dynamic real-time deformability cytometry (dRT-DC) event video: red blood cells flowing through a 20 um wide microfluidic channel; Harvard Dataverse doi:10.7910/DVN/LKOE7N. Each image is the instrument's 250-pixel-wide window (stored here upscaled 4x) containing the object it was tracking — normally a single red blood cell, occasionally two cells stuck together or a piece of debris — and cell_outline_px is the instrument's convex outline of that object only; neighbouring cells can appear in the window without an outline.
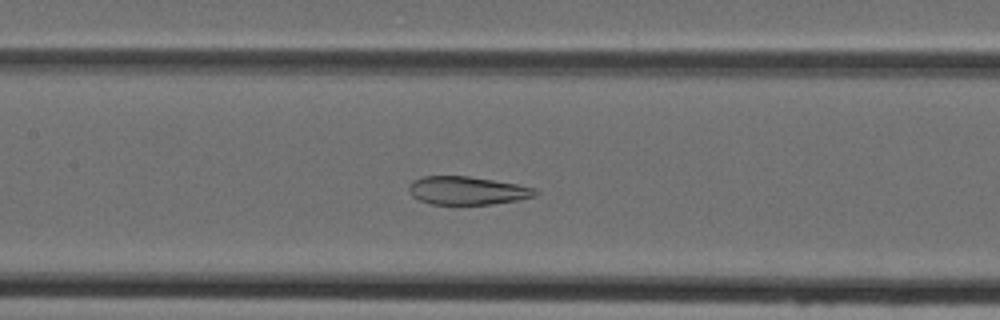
{"species": "Egyptian fruit bat (a non-hibernating species)", "species_latin": "Rousettus aegyptiacus", "temperature_condition": "cold", "stored_images_in_passage": 47, "camera_frame_rate_fps": 3000, "um_per_image_px": 0.085, "animal": {"sex": "female"}, "frame": {"image": 1, "passage_image": 22, "time_ms": 7.0, "image_size_px": [1000, 320], "cell_outline_px": [[540, 192], [536, 196], [516, 200], [492, 204], [428, 204], [412, 196], [408, 192], [408, 184], [412, 180], [424, 176], [468, 176], [516, 184], [536, 188]], "centroid_in_image_um": [39.68, 16.2], "position_along_channel_um": 167.7, "area_um2": 20.87}}
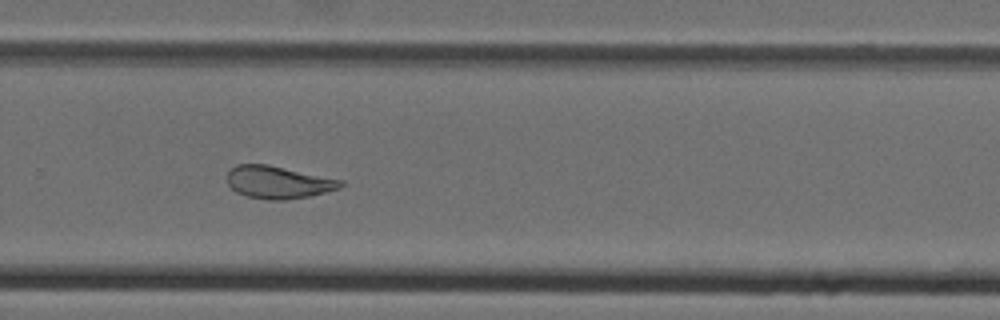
{"frame": {"image": 2, "passage_image": 32, "time_ms": 10.333, "image_size_px": [1000, 320], "cell_outline_px": [[344, 184], [340, 188], [308, 196], [284, 200], [268, 200], [248, 196], [236, 192], [228, 184], [228, 172], [236, 164], [268, 164], [344, 180]], "centroid_in_image_um": [23.66, 15.48], "position_along_channel_um": 306.1, "area_um2": 21.44}}
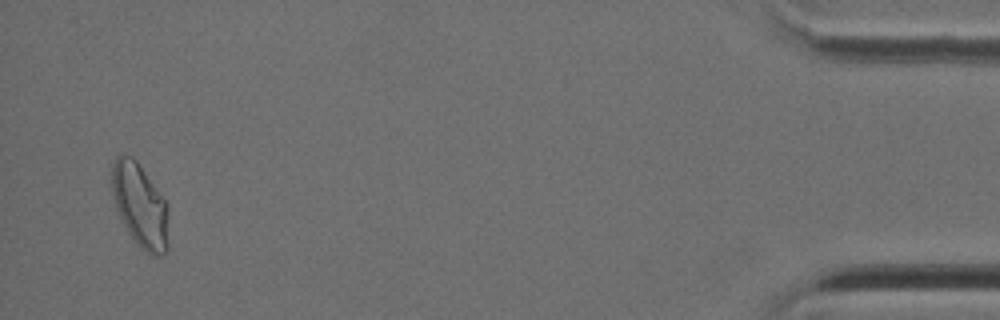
{"frame": {"image": 3, "passage_image": 46, "time_ms": 15.0, "image_size_px": [1000, 320], "cell_outline_px": [[168, 252], [160, 256], [152, 256], [140, 248], [136, 244], [128, 232], [120, 216], [112, 192], [112, 164], [116, 156], [120, 152], [132, 156], [136, 160], [168, 204]], "centroid_in_image_um": [11.93, 17.48], "position_along_channel_um": 423.3, "area_um2": 27.86}}